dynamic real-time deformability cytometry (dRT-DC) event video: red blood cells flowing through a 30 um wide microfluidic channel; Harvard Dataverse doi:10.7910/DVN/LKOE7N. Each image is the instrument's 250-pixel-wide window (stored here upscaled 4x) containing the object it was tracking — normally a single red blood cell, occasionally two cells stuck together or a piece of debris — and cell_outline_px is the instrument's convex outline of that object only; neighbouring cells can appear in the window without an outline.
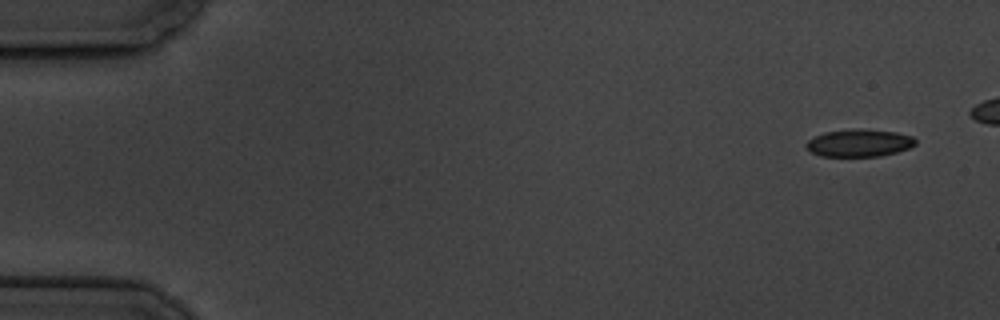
{"species": "common noctule bat (a hibernating species)", "species_latin": "Nyctalus noctula", "temperature_condition": "cold", "stored_images_in_passage": 14, "camera_frame_rate_fps": 3000, "um_per_image_px": 0.085, "animal": {"sex": "male", "body_mass_g": 19.5, "forearm_length_mm": 54.6}, "frame": {"image": 1, "passage_image": 1, "time_ms": 0.0, "image_size_px": [1000, 320], "cell_outline_px": [[916, 144], [908, 148], [896, 152], [880, 156], [820, 156], [812, 152], [804, 144], [812, 136], [824, 132], [852, 128], [860, 128], [896, 132], [912, 136], [916, 140]], "centroid_in_image_um": [73.0, 12.13], "position_along_channel_um": 12.0, "area_um2": 17.63}}
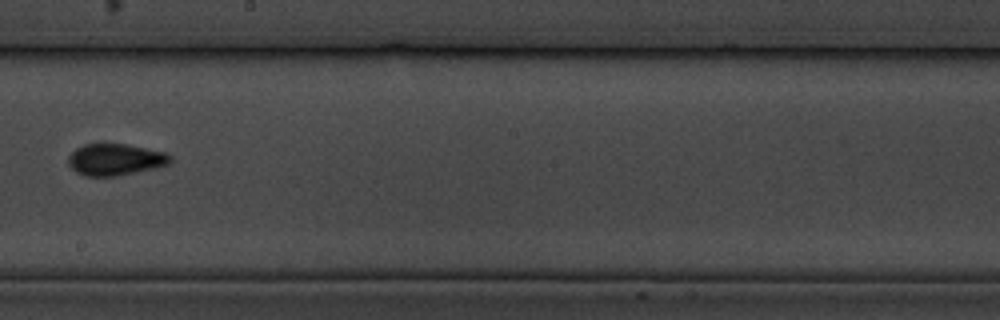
{"frame": {"image": 2, "passage_image": 9, "time_ms": 10.333, "image_size_px": [1000, 320], "cell_outline_px": [[172, 160], [168, 164], [156, 168], [116, 176], [84, 176], [76, 172], [68, 164], [68, 156], [76, 148], [84, 144], [124, 144], [164, 152], [172, 156]], "centroid_in_image_um": [9.78, 13.57], "position_along_channel_um": 238.4, "area_um2": 18.73}}
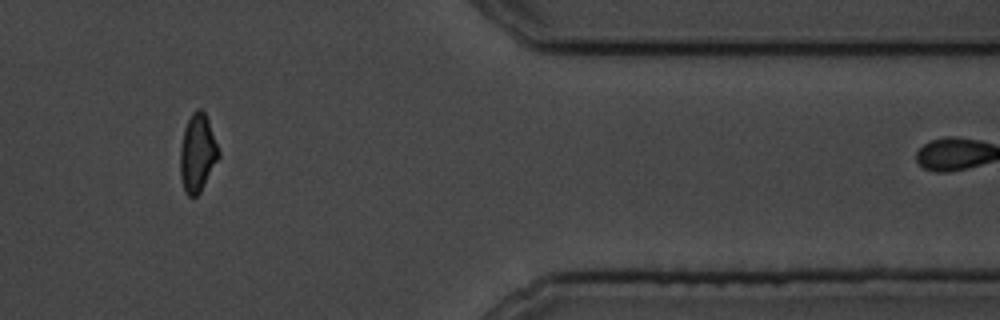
{"frame": {"image": 3, "passage_image": 13, "time_ms": 15.667, "image_size_px": [1000, 320], "cell_outline_px": [[220, 156], [200, 192], [196, 196], [188, 196], [184, 192], [180, 176], [180, 148], [184, 128], [192, 112], [196, 108], [200, 108], [204, 112], [208, 120], [220, 152]], "centroid_in_image_um": [16.77, 13.01], "position_along_channel_um": 394.6, "area_um2": 17.46}}